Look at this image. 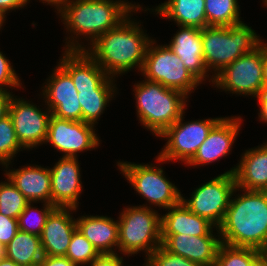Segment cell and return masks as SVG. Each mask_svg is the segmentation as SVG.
<instances>
[{"label": "cell", "instance_id": "obj_1", "mask_svg": "<svg viewBox=\"0 0 267 266\" xmlns=\"http://www.w3.org/2000/svg\"><path fill=\"white\" fill-rule=\"evenodd\" d=\"M143 9L139 4L122 0H70L59 12L66 30V50H86L77 40L81 35L91 45L100 35L118 27L131 12ZM70 37H72L70 39ZM76 37V39H75ZM69 39V40H68Z\"/></svg>", "mask_w": 267, "mask_h": 266}, {"label": "cell", "instance_id": "obj_2", "mask_svg": "<svg viewBox=\"0 0 267 266\" xmlns=\"http://www.w3.org/2000/svg\"><path fill=\"white\" fill-rule=\"evenodd\" d=\"M130 17L131 15L118 27L100 35L85 50L114 79L116 75L127 73L133 68L142 70L152 40L144 33L141 22L139 24V21L130 20Z\"/></svg>", "mask_w": 267, "mask_h": 266}, {"label": "cell", "instance_id": "obj_3", "mask_svg": "<svg viewBox=\"0 0 267 266\" xmlns=\"http://www.w3.org/2000/svg\"><path fill=\"white\" fill-rule=\"evenodd\" d=\"M240 191L231 197L217 234L230 246L267 248V191Z\"/></svg>", "mask_w": 267, "mask_h": 266}, {"label": "cell", "instance_id": "obj_4", "mask_svg": "<svg viewBox=\"0 0 267 266\" xmlns=\"http://www.w3.org/2000/svg\"><path fill=\"white\" fill-rule=\"evenodd\" d=\"M263 40L244 22L232 26H207L202 29L203 59L210 80L237 58L254 52ZM213 69V70H212Z\"/></svg>", "mask_w": 267, "mask_h": 266}, {"label": "cell", "instance_id": "obj_5", "mask_svg": "<svg viewBox=\"0 0 267 266\" xmlns=\"http://www.w3.org/2000/svg\"><path fill=\"white\" fill-rule=\"evenodd\" d=\"M133 91L138 120L157 137L185 113L189 97L179 90L144 79Z\"/></svg>", "mask_w": 267, "mask_h": 266}, {"label": "cell", "instance_id": "obj_6", "mask_svg": "<svg viewBox=\"0 0 267 266\" xmlns=\"http://www.w3.org/2000/svg\"><path fill=\"white\" fill-rule=\"evenodd\" d=\"M160 215L156 210L144 204L124 208L118 217L117 250L127 256L143 251L148 257L162 245Z\"/></svg>", "mask_w": 267, "mask_h": 266}, {"label": "cell", "instance_id": "obj_7", "mask_svg": "<svg viewBox=\"0 0 267 266\" xmlns=\"http://www.w3.org/2000/svg\"><path fill=\"white\" fill-rule=\"evenodd\" d=\"M155 43L156 41L152 39L148 45L141 70L142 75L148 81L179 90L188 96L201 82L167 44L155 46Z\"/></svg>", "mask_w": 267, "mask_h": 266}, {"label": "cell", "instance_id": "obj_8", "mask_svg": "<svg viewBox=\"0 0 267 266\" xmlns=\"http://www.w3.org/2000/svg\"><path fill=\"white\" fill-rule=\"evenodd\" d=\"M117 165L135 191L151 205L168 209L181 202L180 190L166 178L162 167L152 163L144 165L127 161H119Z\"/></svg>", "mask_w": 267, "mask_h": 266}, {"label": "cell", "instance_id": "obj_9", "mask_svg": "<svg viewBox=\"0 0 267 266\" xmlns=\"http://www.w3.org/2000/svg\"><path fill=\"white\" fill-rule=\"evenodd\" d=\"M183 118L184 114L158 136L167 139V142L156 161L165 163L179 160L187 165L211 129L222 119L220 117L183 122Z\"/></svg>", "mask_w": 267, "mask_h": 266}, {"label": "cell", "instance_id": "obj_10", "mask_svg": "<svg viewBox=\"0 0 267 266\" xmlns=\"http://www.w3.org/2000/svg\"><path fill=\"white\" fill-rule=\"evenodd\" d=\"M239 190L234 173H223L194 189L190 199L182 196L181 202L196 215L219 227L225 218L231 197Z\"/></svg>", "mask_w": 267, "mask_h": 266}, {"label": "cell", "instance_id": "obj_11", "mask_svg": "<svg viewBox=\"0 0 267 266\" xmlns=\"http://www.w3.org/2000/svg\"><path fill=\"white\" fill-rule=\"evenodd\" d=\"M213 84L223 91L256 97L264 90L263 44L254 52L240 56L215 77Z\"/></svg>", "mask_w": 267, "mask_h": 266}, {"label": "cell", "instance_id": "obj_12", "mask_svg": "<svg viewBox=\"0 0 267 266\" xmlns=\"http://www.w3.org/2000/svg\"><path fill=\"white\" fill-rule=\"evenodd\" d=\"M95 126L83 121H72L50 116L45 144L50 143L63 157L77 158L78 152L99 146Z\"/></svg>", "mask_w": 267, "mask_h": 266}, {"label": "cell", "instance_id": "obj_13", "mask_svg": "<svg viewBox=\"0 0 267 266\" xmlns=\"http://www.w3.org/2000/svg\"><path fill=\"white\" fill-rule=\"evenodd\" d=\"M37 105L25 99L12 97L9 105L10 116L17 139L26 149L35 148L45 143L51 111H41Z\"/></svg>", "mask_w": 267, "mask_h": 266}, {"label": "cell", "instance_id": "obj_14", "mask_svg": "<svg viewBox=\"0 0 267 266\" xmlns=\"http://www.w3.org/2000/svg\"><path fill=\"white\" fill-rule=\"evenodd\" d=\"M55 68L42 87L46 109L57 118L82 121L78 92L71 76L59 64Z\"/></svg>", "mask_w": 267, "mask_h": 266}, {"label": "cell", "instance_id": "obj_15", "mask_svg": "<svg viewBox=\"0 0 267 266\" xmlns=\"http://www.w3.org/2000/svg\"><path fill=\"white\" fill-rule=\"evenodd\" d=\"M58 64L71 76L76 89H117L114 79L85 50H65Z\"/></svg>", "mask_w": 267, "mask_h": 266}, {"label": "cell", "instance_id": "obj_16", "mask_svg": "<svg viewBox=\"0 0 267 266\" xmlns=\"http://www.w3.org/2000/svg\"><path fill=\"white\" fill-rule=\"evenodd\" d=\"M79 167L78 158L62 157L49 168L53 206L77 209L83 187Z\"/></svg>", "mask_w": 267, "mask_h": 266}, {"label": "cell", "instance_id": "obj_17", "mask_svg": "<svg viewBox=\"0 0 267 266\" xmlns=\"http://www.w3.org/2000/svg\"><path fill=\"white\" fill-rule=\"evenodd\" d=\"M240 116L223 117L209 132L194 157L187 163L190 166L207 165L226 157L239 134Z\"/></svg>", "mask_w": 267, "mask_h": 266}, {"label": "cell", "instance_id": "obj_18", "mask_svg": "<svg viewBox=\"0 0 267 266\" xmlns=\"http://www.w3.org/2000/svg\"><path fill=\"white\" fill-rule=\"evenodd\" d=\"M161 239L162 246L167 251L202 266H215L217 252L222 243L220 235L215 234L198 237L185 234L161 235Z\"/></svg>", "mask_w": 267, "mask_h": 266}, {"label": "cell", "instance_id": "obj_19", "mask_svg": "<svg viewBox=\"0 0 267 266\" xmlns=\"http://www.w3.org/2000/svg\"><path fill=\"white\" fill-rule=\"evenodd\" d=\"M75 210L77 209L56 207L50 213L40 236L44 255H66L72 235L77 229L76 219L71 216Z\"/></svg>", "mask_w": 267, "mask_h": 266}, {"label": "cell", "instance_id": "obj_20", "mask_svg": "<svg viewBox=\"0 0 267 266\" xmlns=\"http://www.w3.org/2000/svg\"><path fill=\"white\" fill-rule=\"evenodd\" d=\"M178 27V32L174 34L168 46L202 83L206 77L209 78V71L203 59L202 29L180 25Z\"/></svg>", "mask_w": 267, "mask_h": 266}, {"label": "cell", "instance_id": "obj_21", "mask_svg": "<svg viewBox=\"0 0 267 266\" xmlns=\"http://www.w3.org/2000/svg\"><path fill=\"white\" fill-rule=\"evenodd\" d=\"M263 144L246 150L237 166L225 172L234 173L239 189L267 191V142Z\"/></svg>", "mask_w": 267, "mask_h": 266}, {"label": "cell", "instance_id": "obj_22", "mask_svg": "<svg viewBox=\"0 0 267 266\" xmlns=\"http://www.w3.org/2000/svg\"><path fill=\"white\" fill-rule=\"evenodd\" d=\"M7 178L29 202L51 204V176L49 168L26 165L19 169L5 170Z\"/></svg>", "mask_w": 267, "mask_h": 266}, {"label": "cell", "instance_id": "obj_23", "mask_svg": "<svg viewBox=\"0 0 267 266\" xmlns=\"http://www.w3.org/2000/svg\"><path fill=\"white\" fill-rule=\"evenodd\" d=\"M161 215V235L185 234L189 236L213 235V228L219 230L204 217L190 211L182 202L166 209Z\"/></svg>", "mask_w": 267, "mask_h": 266}, {"label": "cell", "instance_id": "obj_24", "mask_svg": "<svg viewBox=\"0 0 267 266\" xmlns=\"http://www.w3.org/2000/svg\"><path fill=\"white\" fill-rule=\"evenodd\" d=\"M77 229L94 246L99 254H113L118 248V220L108 216H81L76 220ZM113 248V249H112Z\"/></svg>", "mask_w": 267, "mask_h": 266}, {"label": "cell", "instance_id": "obj_25", "mask_svg": "<svg viewBox=\"0 0 267 266\" xmlns=\"http://www.w3.org/2000/svg\"><path fill=\"white\" fill-rule=\"evenodd\" d=\"M161 18L175 21L177 26L203 29L207 27L205 0H168L155 7Z\"/></svg>", "mask_w": 267, "mask_h": 266}, {"label": "cell", "instance_id": "obj_26", "mask_svg": "<svg viewBox=\"0 0 267 266\" xmlns=\"http://www.w3.org/2000/svg\"><path fill=\"white\" fill-rule=\"evenodd\" d=\"M43 256L40 237L20 230L5 247V257L20 266L38 265Z\"/></svg>", "mask_w": 267, "mask_h": 266}, {"label": "cell", "instance_id": "obj_27", "mask_svg": "<svg viewBox=\"0 0 267 266\" xmlns=\"http://www.w3.org/2000/svg\"><path fill=\"white\" fill-rule=\"evenodd\" d=\"M116 91V89H77L82 121L95 126Z\"/></svg>", "mask_w": 267, "mask_h": 266}, {"label": "cell", "instance_id": "obj_28", "mask_svg": "<svg viewBox=\"0 0 267 266\" xmlns=\"http://www.w3.org/2000/svg\"><path fill=\"white\" fill-rule=\"evenodd\" d=\"M238 0H205V13L208 26H232L240 20Z\"/></svg>", "mask_w": 267, "mask_h": 266}, {"label": "cell", "instance_id": "obj_29", "mask_svg": "<svg viewBox=\"0 0 267 266\" xmlns=\"http://www.w3.org/2000/svg\"><path fill=\"white\" fill-rule=\"evenodd\" d=\"M7 181L0 182V213L7 217L18 219L30 202L9 178H7Z\"/></svg>", "mask_w": 267, "mask_h": 266}, {"label": "cell", "instance_id": "obj_30", "mask_svg": "<svg viewBox=\"0 0 267 266\" xmlns=\"http://www.w3.org/2000/svg\"><path fill=\"white\" fill-rule=\"evenodd\" d=\"M22 149L24 148L17 139L10 116L7 115L0 119V164L8 169V166L12 163L11 160Z\"/></svg>", "mask_w": 267, "mask_h": 266}, {"label": "cell", "instance_id": "obj_31", "mask_svg": "<svg viewBox=\"0 0 267 266\" xmlns=\"http://www.w3.org/2000/svg\"><path fill=\"white\" fill-rule=\"evenodd\" d=\"M43 206L44 207L41 210L37 209L36 207H33L32 202H30L26 206V208L23 210V212L19 215L18 218V225L20 231L28 232L39 237L41 236L43 227L46 224L48 216L56 208L55 206L49 203H44Z\"/></svg>", "mask_w": 267, "mask_h": 266}, {"label": "cell", "instance_id": "obj_32", "mask_svg": "<svg viewBox=\"0 0 267 266\" xmlns=\"http://www.w3.org/2000/svg\"><path fill=\"white\" fill-rule=\"evenodd\" d=\"M258 255L259 250L254 248L235 247L221 243L215 266H249Z\"/></svg>", "mask_w": 267, "mask_h": 266}, {"label": "cell", "instance_id": "obj_33", "mask_svg": "<svg viewBox=\"0 0 267 266\" xmlns=\"http://www.w3.org/2000/svg\"><path fill=\"white\" fill-rule=\"evenodd\" d=\"M98 255L94 246L76 229L65 256L78 266H83L89 265Z\"/></svg>", "mask_w": 267, "mask_h": 266}, {"label": "cell", "instance_id": "obj_34", "mask_svg": "<svg viewBox=\"0 0 267 266\" xmlns=\"http://www.w3.org/2000/svg\"><path fill=\"white\" fill-rule=\"evenodd\" d=\"M146 258L151 266H202L185 257L167 251L162 245Z\"/></svg>", "mask_w": 267, "mask_h": 266}, {"label": "cell", "instance_id": "obj_35", "mask_svg": "<svg viewBox=\"0 0 267 266\" xmlns=\"http://www.w3.org/2000/svg\"><path fill=\"white\" fill-rule=\"evenodd\" d=\"M18 74L11 66L9 59L0 51V91H8L9 88H18L22 86ZM6 87V88H4Z\"/></svg>", "mask_w": 267, "mask_h": 266}, {"label": "cell", "instance_id": "obj_36", "mask_svg": "<svg viewBox=\"0 0 267 266\" xmlns=\"http://www.w3.org/2000/svg\"><path fill=\"white\" fill-rule=\"evenodd\" d=\"M19 231L18 219L0 213V244L6 247Z\"/></svg>", "mask_w": 267, "mask_h": 266}, {"label": "cell", "instance_id": "obj_37", "mask_svg": "<svg viewBox=\"0 0 267 266\" xmlns=\"http://www.w3.org/2000/svg\"><path fill=\"white\" fill-rule=\"evenodd\" d=\"M117 253L99 254L89 266H124L123 257Z\"/></svg>", "mask_w": 267, "mask_h": 266}, {"label": "cell", "instance_id": "obj_38", "mask_svg": "<svg viewBox=\"0 0 267 266\" xmlns=\"http://www.w3.org/2000/svg\"><path fill=\"white\" fill-rule=\"evenodd\" d=\"M40 264L42 266H78L69 260L66 256H48L44 255Z\"/></svg>", "mask_w": 267, "mask_h": 266}, {"label": "cell", "instance_id": "obj_39", "mask_svg": "<svg viewBox=\"0 0 267 266\" xmlns=\"http://www.w3.org/2000/svg\"><path fill=\"white\" fill-rule=\"evenodd\" d=\"M28 0H0V12L4 15L10 10H18L27 5Z\"/></svg>", "mask_w": 267, "mask_h": 266}, {"label": "cell", "instance_id": "obj_40", "mask_svg": "<svg viewBox=\"0 0 267 266\" xmlns=\"http://www.w3.org/2000/svg\"><path fill=\"white\" fill-rule=\"evenodd\" d=\"M14 95L11 94L10 90L0 91V119L8 115L10 101Z\"/></svg>", "mask_w": 267, "mask_h": 266}, {"label": "cell", "instance_id": "obj_41", "mask_svg": "<svg viewBox=\"0 0 267 266\" xmlns=\"http://www.w3.org/2000/svg\"><path fill=\"white\" fill-rule=\"evenodd\" d=\"M255 98H257L260 111H259V119L263 122L267 123V89H264L260 94H258Z\"/></svg>", "mask_w": 267, "mask_h": 266}, {"label": "cell", "instance_id": "obj_42", "mask_svg": "<svg viewBox=\"0 0 267 266\" xmlns=\"http://www.w3.org/2000/svg\"><path fill=\"white\" fill-rule=\"evenodd\" d=\"M263 82L264 89H267V44L263 42Z\"/></svg>", "mask_w": 267, "mask_h": 266}, {"label": "cell", "instance_id": "obj_43", "mask_svg": "<svg viewBox=\"0 0 267 266\" xmlns=\"http://www.w3.org/2000/svg\"><path fill=\"white\" fill-rule=\"evenodd\" d=\"M42 3H47L49 5L55 6L57 8V13L70 1V0H40ZM30 2V0H28Z\"/></svg>", "mask_w": 267, "mask_h": 266}, {"label": "cell", "instance_id": "obj_44", "mask_svg": "<svg viewBox=\"0 0 267 266\" xmlns=\"http://www.w3.org/2000/svg\"><path fill=\"white\" fill-rule=\"evenodd\" d=\"M249 266H267L263 257L259 254Z\"/></svg>", "mask_w": 267, "mask_h": 266}, {"label": "cell", "instance_id": "obj_45", "mask_svg": "<svg viewBox=\"0 0 267 266\" xmlns=\"http://www.w3.org/2000/svg\"><path fill=\"white\" fill-rule=\"evenodd\" d=\"M0 266H20L13 260H10L6 257L0 259Z\"/></svg>", "mask_w": 267, "mask_h": 266}, {"label": "cell", "instance_id": "obj_46", "mask_svg": "<svg viewBox=\"0 0 267 266\" xmlns=\"http://www.w3.org/2000/svg\"><path fill=\"white\" fill-rule=\"evenodd\" d=\"M259 254L263 257V259L265 260V263L267 265V248L259 250Z\"/></svg>", "mask_w": 267, "mask_h": 266}, {"label": "cell", "instance_id": "obj_47", "mask_svg": "<svg viewBox=\"0 0 267 266\" xmlns=\"http://www.w3.org/2000/svg\"><path fill=\"white\" fill-rule=\"evenodd\" d=\"M5 17L6 15L0 12V29H2L3 23H5Z\"/></svg>", "mask_w": 267, "mask_h": 266}, {"label": "cell", "instance_id": "obj_48", "mask_svg": "<svg viewBox=\"0 0 267 266\" xmlns=\"http://www.w3.org/2000/svg\"><path fill=\"white\" fill-rule=\"evenodd\" d=\"M5 257V247L0 244V259Z\"/></svg>", "mask_w": 267, "mask_h": 266}, {"label": "cell", "instance_id": "obj_49", "mask_svg": "<svg viewBox=\"0 0 267 266\" xmlns=\"http://www.w3.org/2000/svg\"><path fill=\"white\" fill-rule=\"evenodd\" d=\"M145 261H146V263H144L143 265H145V266H151V265H150V262H149V260H148L147 258H146Z\"/></svg>", "mask_w": 267, "mask_h": 266}, {"label": "cell", "instance_id": "obj_50", "mask_svg": "<svg viewBox=\"0 0 267 266\" xmlns=\"http://www.w3.org/2000/svg\"><path fill=\"white\" fill-rule=\"evenodd\" d=\"M263 3L267 7V0H263Z\"/></svg>", "mask_w": 267, "mask_h": 266}]
</instances>
